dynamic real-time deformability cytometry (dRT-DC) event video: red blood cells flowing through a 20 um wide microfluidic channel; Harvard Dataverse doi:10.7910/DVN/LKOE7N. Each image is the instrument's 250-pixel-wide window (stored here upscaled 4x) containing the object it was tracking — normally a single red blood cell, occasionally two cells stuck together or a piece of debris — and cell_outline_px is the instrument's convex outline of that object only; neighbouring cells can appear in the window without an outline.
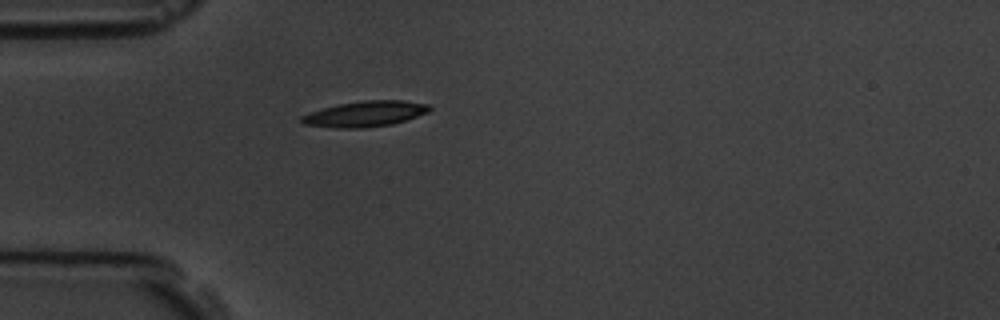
{"species": "common noctule bat (a hibernating species)", "species_latin": "Nyctalus noctula", "temperature_condition": "room temperature", "stored_images_in_passage": 3, "camera_frame_rate_fps": 3000, "um_per_image_px": 0.085, "animal": {"sex": "male", "body_mass_g": 19.5, "forearm_length_mm": 54.6}, "frame": {"image": 1, "passage_image": 3, "time_ms": 3.0, "image_size_px": [1000, 320], "cell_outline_px": [[432, 108], [428, 112], [392, 124], [364, 128], [336, 128], [304, 124], [300, 120], [300, 116], [308, 112], [340, 104], [364, 100], [404, 100], [428, 104]], "centroid_in_image_um": [31.02, 9.68], "position_along_channel_um": 54.0, "area_um2": 19.02}}